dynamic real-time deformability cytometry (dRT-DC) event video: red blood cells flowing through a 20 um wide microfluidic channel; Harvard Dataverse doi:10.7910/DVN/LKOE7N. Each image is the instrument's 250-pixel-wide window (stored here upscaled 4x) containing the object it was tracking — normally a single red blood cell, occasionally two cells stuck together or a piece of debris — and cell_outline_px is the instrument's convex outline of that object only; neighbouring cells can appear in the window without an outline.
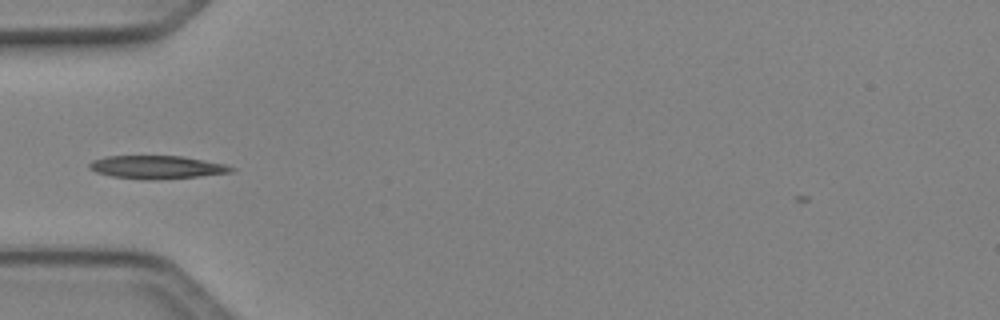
{"species": "Egyptian fruit bat (a non-hibernating species)", "species_latin": "Rousettus aegyptiacus", "temperature_condition": "cold", "stored_images_in_passage": 35, "camera_frame_rate_fps": 3000, "um_per_image_px": 0.085, "animal": {"sex": "female"}, "frame": {"image": 1, "passage_image": 2, "time_ms": 0.333, "image_size_px": [1000, 320], "cell_outline_px": [[236, 168], [232, 172], [196, 176], [148, 180], [144, 180], [112, 176], [96, 172], [88, 168], [88, 164], [92, 160], [104, 156], [184, 156], [224, 164]], "centroid_in_image_um": [13.28, 14.2], "position_along_channel_um": 71.7, "area_um2": 19.02}}
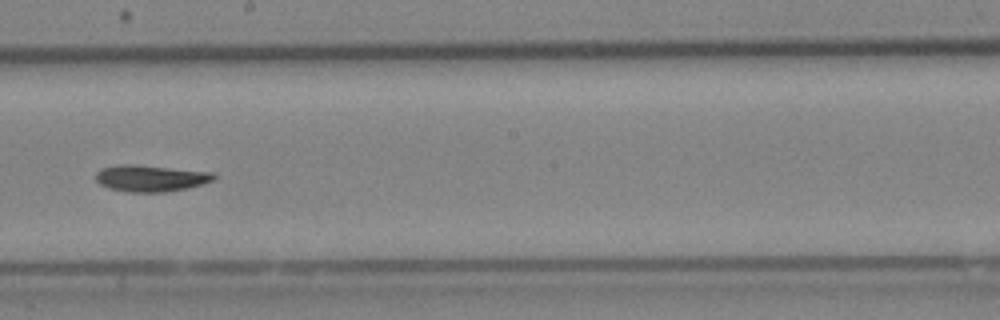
{"frame": {"image": 2, "passage_image": 14, "time_ms": 4.333, "image_size_px": [1000, 320], "cell_outline_px": [[216, 176], [212, 180], [188, 188], [164, 192], [128, 192], [108, 188], [100, 184], [96, 180], [96, 172], [100, 168], [116, 164], [132, 164], [216, 172]], "centroid_in_image_um": [12.78, 15.14], "position_along_channel_um": 235.4, "area_um2": 18.38}}
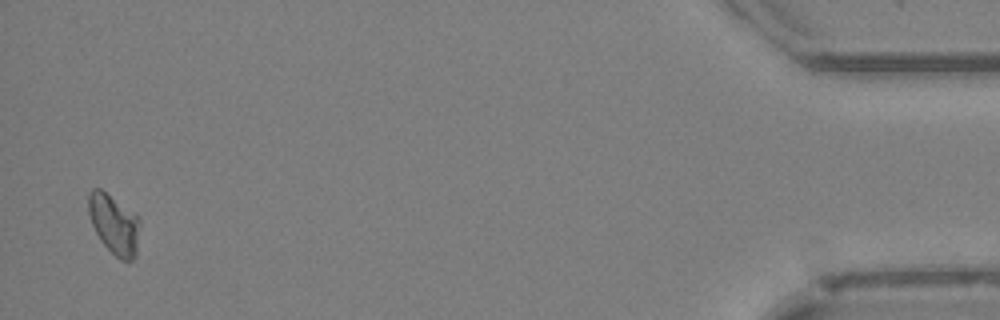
{"frame": {"image": 3, "passage_image": 34, "time_ms": 11.0, "image_size_px": [1000, 320], "cell_outline_px": [[140, 224], [136, 256], [132, 260], [120, 260], [100, 240], [92, 224], [88, 212], [88, 192], [92, 188], [100, 188], [136, 212], [140, 220]], "centroid_in_image_um": [9.71, 19.02], "position_along_channel_um": 425.5, "area_um2": 18.15}, "authors_computed_cell_mechanics": {"area_um2": 17.5712, "velocity_mm_per_s": 4.1073, "shape_relaxation_time_tau1_ms": 2.6071, "shape_relaxation_time_tau2_ms": null, "deformation_change_tau1": 0.1247, "deformation_change_tau2": null}}